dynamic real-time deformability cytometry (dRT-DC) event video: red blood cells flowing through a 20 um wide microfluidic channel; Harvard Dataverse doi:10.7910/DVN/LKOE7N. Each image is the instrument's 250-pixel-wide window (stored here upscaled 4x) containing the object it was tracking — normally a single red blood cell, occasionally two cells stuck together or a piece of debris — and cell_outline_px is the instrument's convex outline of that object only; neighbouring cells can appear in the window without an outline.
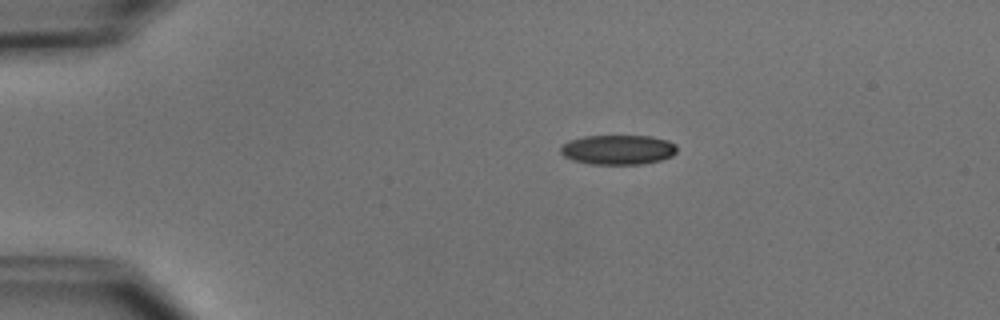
{"species": "common noctule bat (a hibernating species)", "species_latin": "Nyctalus noctula", "temperature_condition": "cold", "stored_images_in_passage": 6, "camera_frame_rate_fps": 3000, "um_per_image_px": 0.085, "animal": {"sex": "male", "body_mass_g": 15.6}, "frame": {"image": 1, "passage_image": 1, "time_ms": 0.0, "image_size_px": [1000, 320], "cell_outline_px": [[676, 152], [672, 156], [660, 160], [644, 164], [588, 164], [572, 160], [564, 156], [560, 152], [560, 148], [568, 140], [584, 136], [648, 136], [668, 140], [676, 144]], "centroid_in_image_um": [52.52, 12.73], "position_along_channel_um": 32.5, "area_um2": 20.23}}
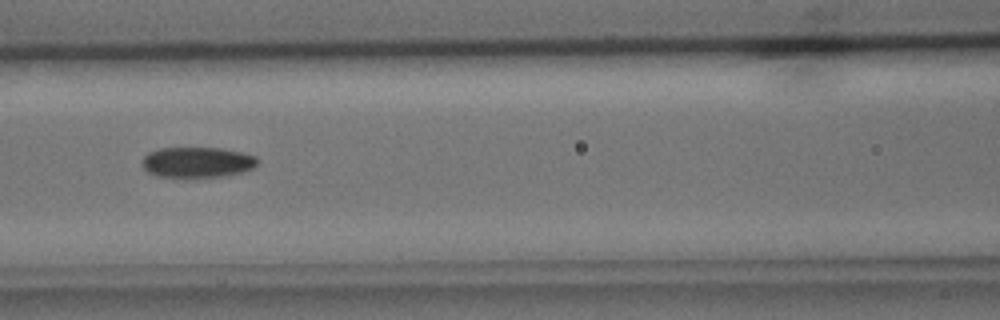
{"frame": {"image": 2, "passage_image": 5, "time_ms": 4.333, "image_size_px": [1000, 320], "cell_outline_px": [[256, 168], [224, 176], [156, 176], [148, 172], [144, 168], [144, 156], [148, 152], [160, 148], [224, 148], [256, 156]], "centroid_in_image_um": [16.79, 13.77], "position_along_channel_um": 149.8, "area_um2": 20.17}}
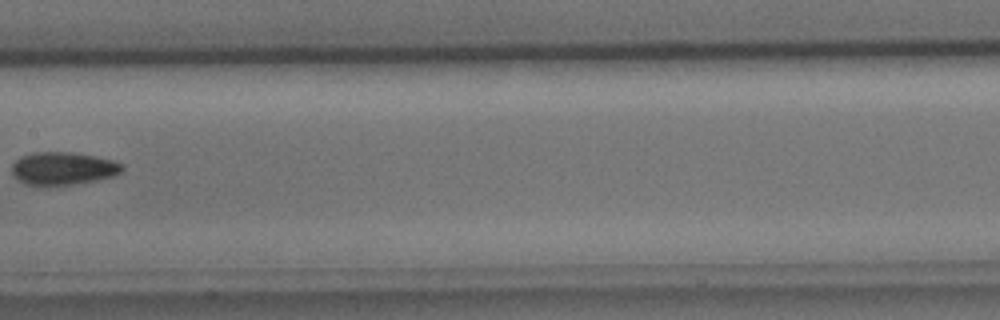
{"frame": {"image": 3, "passage_image": 6, "time_ms": 5.667, "image_size_px": [1000, 320], "cell_outline_px": [[124, 168], [116, 176], [96, 180], [72, 184], [24, 184], [12, 176], [12, 164], [20, 156], [32, 152], [72, 152], [96, 156], [112, 160], [124, 164]], "centroid_in_image_um": [5.36, 14.3], "position_along_channel_um": 202.0, "area_um2": 21.1}}